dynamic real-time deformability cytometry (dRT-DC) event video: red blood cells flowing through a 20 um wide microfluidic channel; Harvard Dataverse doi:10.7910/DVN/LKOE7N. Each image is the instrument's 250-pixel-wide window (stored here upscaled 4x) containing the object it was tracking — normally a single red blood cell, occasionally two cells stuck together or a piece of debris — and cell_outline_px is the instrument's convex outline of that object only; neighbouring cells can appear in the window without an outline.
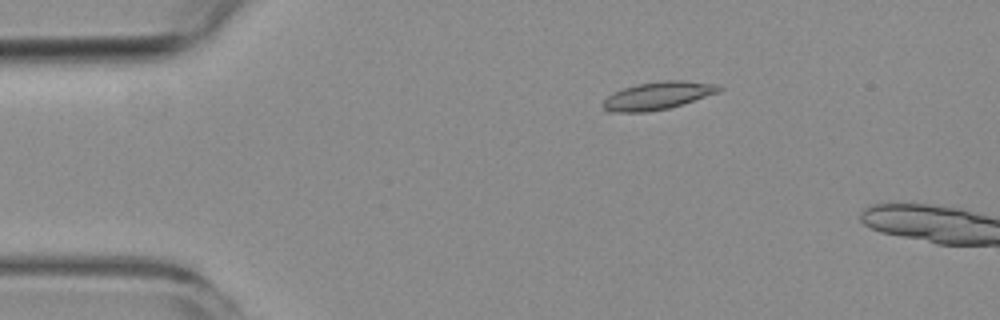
{"species": "common noctule bat (a hibernating species)", "species_latin": "Nyctalus noctula", "temperature_condition": "room temperature", "stored_images_in_passage": 3, "camera_frame_rate_fps": 3000, "um_per_image_px": 0.085, "animal": {"sex": "female", "body_mass_g": 19.3, "forearm_length_mm": 54.1}, "frame": {"image": 1, "passage_image": 2, "time_ms": 2.0, "image_size_px": [1000, 320], "cell_outline_px": [[724, 88], [720, 92], [668, 108], [644, 112], [604, 112], [604, 100], [612, 92], [636, 84], [660, 80], [684, 80], [716, 84]], "centroid_in_image_um": [55.91, 8.12], "position_along_channel_um": 29.1, "area_um2": 18.79}}